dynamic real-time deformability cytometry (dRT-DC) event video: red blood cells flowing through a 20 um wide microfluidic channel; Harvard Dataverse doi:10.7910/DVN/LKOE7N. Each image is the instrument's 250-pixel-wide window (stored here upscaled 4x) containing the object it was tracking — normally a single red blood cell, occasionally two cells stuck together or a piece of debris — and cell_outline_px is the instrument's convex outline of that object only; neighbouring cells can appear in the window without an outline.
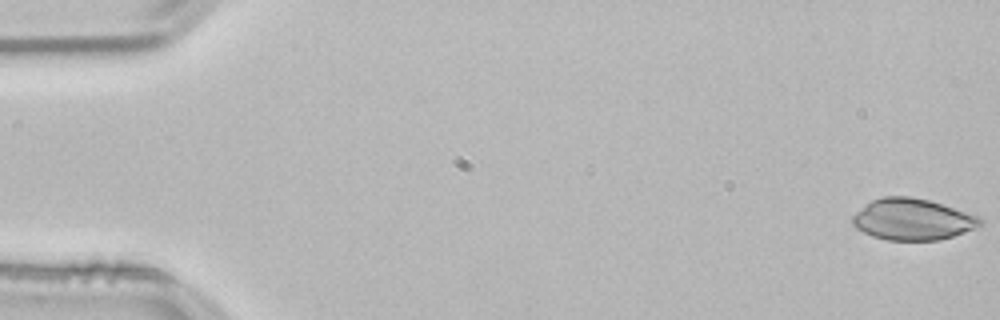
{"species": "common noctule bat (a hibernating species)", "species_latin": "Nyctalus noctula", "temperature_condition": "room temperature", "stored_images_in_passage": 53, "camera_frame_rate_fps": 3000, "um_per_image_px": 0.085, "animal": {"sex": "male", "body_mass_g": 21.5, "forearm_length_mm": 52.0}, "frame": {"image": 1, "passage_image": 1, "time_ms": 0.0, "image_size_px": [1000, 320], "cell_outline_px": [[980, 224], [964, 232], [940, 240], [888, 240], [872, 236], [856, 228], [852, 224], [852, 216], [856, 212], [872, 200], [884, 196], [912, 196], [928, 200], [976, 216], [980, 220]], "centroid_in_image_um": [77.48, 18.65], "position_along_channel_um": 7.5, "area_um2": 30.17}}
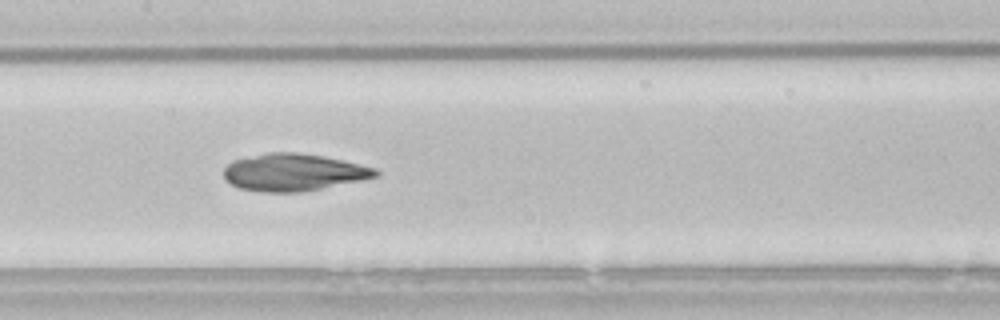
{"frame": {"image": 2, "passage_image": 26, "time_ms": 8.333, "image_size_px": [1000, 320], "cell_outline_px": [[380, 172], [376, 176], [360, 180], [300, 192], [260, 192], [240, 188], [224, 180], [224, 168], [232, 160], [268, 152], [296, 152], [324, 156], [376, 168]], "centroid_in_image_um": [24.9, 14.64], "position_along_channel_um": 182.5, "area_um2": 32.71}}
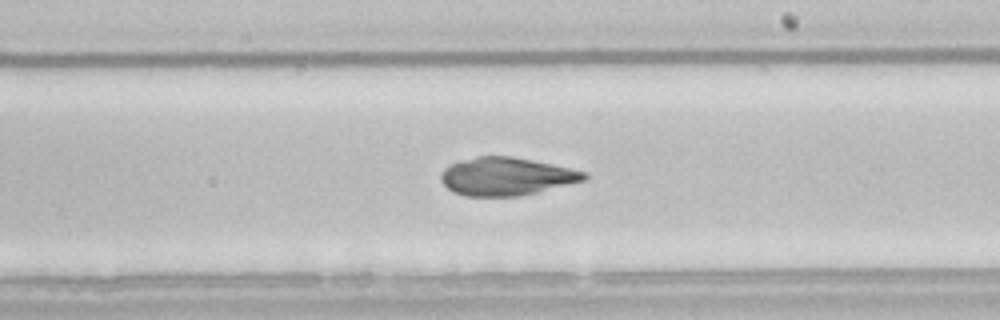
{"frame": {"image": 3, "passage_image": 31, "time_ms": 10.0, "image_size_px": [1000, 320], "cell_outline_px": [[588, 180], [520, 196], [464, 196], [452, 192], [440, 180], [440, 176], [444, 168], [460, 160], [476, 156], [512, 156], [532, 160], [568, 168], [584, 172], [588, 176]], "centroid_in_image_um": [43.02, 15.0], "position_along_channel_um": 246.0, "area_um2": 31.67}}